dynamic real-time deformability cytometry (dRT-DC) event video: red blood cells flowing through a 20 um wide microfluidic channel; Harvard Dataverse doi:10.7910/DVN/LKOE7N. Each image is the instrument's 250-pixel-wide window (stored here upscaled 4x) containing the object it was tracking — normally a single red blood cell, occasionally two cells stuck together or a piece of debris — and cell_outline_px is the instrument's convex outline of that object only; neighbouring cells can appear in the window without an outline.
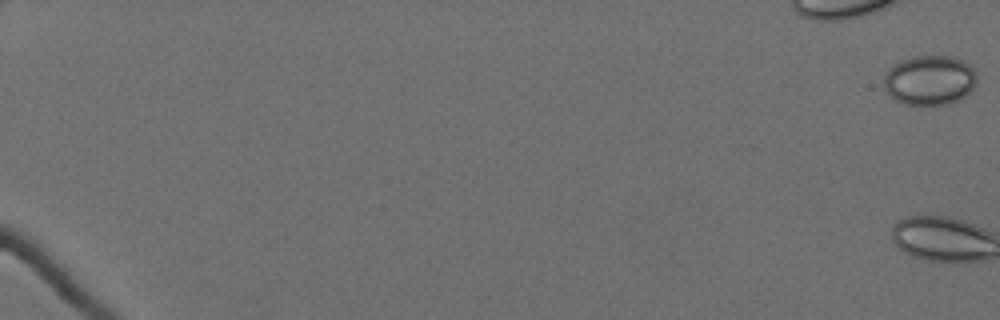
{"species": "Egyptian fruit bat (a non-hibernating species)", "species_latin": "Rousettus aegyptiacus", "temperature_condition": "cold", "stored_images_in_passage": 3, "camera_frame_rate_fps": 3000, "um_per_image_px": 0.085, "animal": {"sex": "female"}, "frame": {"image": 1, "passage_image": 1, "time_ms": 0.0, "image_size_px": [1000, 320], "cell_outline_px": [[976, 84], [960, 100], [948, 104], [908, 104], [896, 100], [884, 88], [884, 76], [888, 68], [892, 64], [900, 60], [912, 56], [952, 56], [964, 60], [976, 72]], "centroid_in_image_um": [79.01, 6.79], "position_along_channel_um": 6.0, "area_um2": 26.99}}